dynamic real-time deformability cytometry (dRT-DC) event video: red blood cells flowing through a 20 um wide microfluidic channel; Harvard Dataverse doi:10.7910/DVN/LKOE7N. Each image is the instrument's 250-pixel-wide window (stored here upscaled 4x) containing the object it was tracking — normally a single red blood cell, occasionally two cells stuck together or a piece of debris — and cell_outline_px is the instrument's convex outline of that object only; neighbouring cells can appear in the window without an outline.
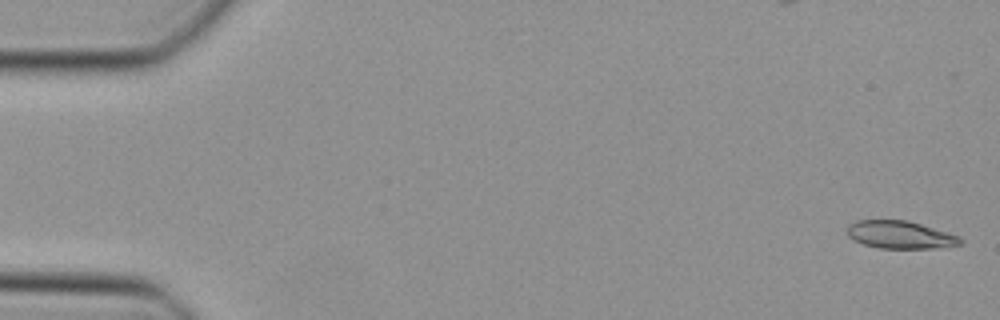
{"species": "Egyptian fruit bat (a non-hibernating species)", "species_latin": "Rousettus aegyptiacus", "temperature_condition": "cold", "stored_images_in_passage": 13, "camera_frame_rate_fps": 3000, "um_per_image_px": 0.085, "animal": {"sex": "female"}, "frame": {"image": 1, "passage_image": 1, "time_ms": 0.0, "image_size_px": [1000, 320], "cell_outline_px": [[964, 240], [960, 244], [932, 248], [880, 248], [864, 244], [848, 236], [848, 224], [856, 220], [908, 220], [948, 232], [960, 236]], "centroid_in_image_um": [76.53, 19.94], "position_along_channel_um": 8.5, "area_um2": 18.15}}
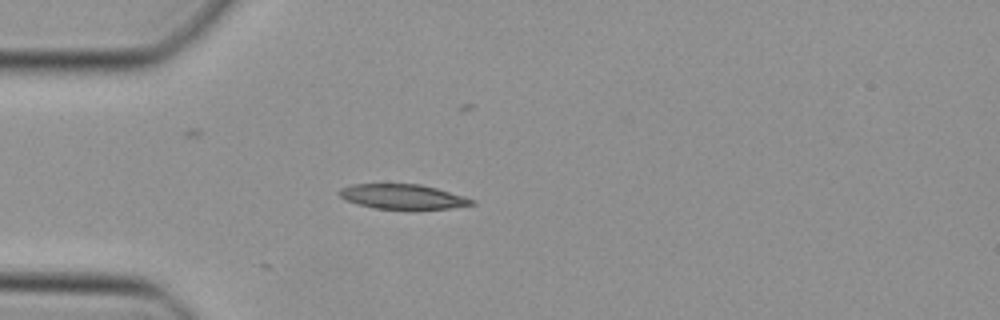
{"frame": {"image": 2, "passage_image": 13, "time_ms": 4.0, "image_size_px": [1000, 320], "cell_outline_px": [[476, 204], [452, 208], [376, 208], [360, 204], [348, 200], [340, 196], [336, 192], [340, 188], [352, 184], [420, 184], [436, 188], [464, 196], [476, 200]], "centroid_in_image_um": [34.25, 16.69], "position_along_channel_um": 50.7, "area_um2": 18.79}}